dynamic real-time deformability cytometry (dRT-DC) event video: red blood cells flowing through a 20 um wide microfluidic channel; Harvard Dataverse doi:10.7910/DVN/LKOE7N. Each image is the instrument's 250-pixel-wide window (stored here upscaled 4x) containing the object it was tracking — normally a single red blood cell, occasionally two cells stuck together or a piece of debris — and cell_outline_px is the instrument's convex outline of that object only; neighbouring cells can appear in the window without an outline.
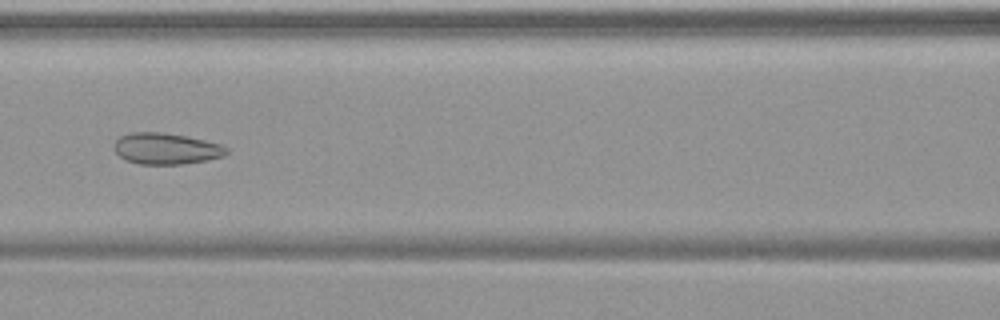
{"species": "common noctule bat (a hibernating species)", "species_latin": "Nyctalus noctula", "temperature_condition": "warm", "stored_images_in_passage": 54, "camera_frame_rate_fps": 3000, "um_per_image_px": 0.085, "animal": {"sex": "female", "body_mass_g": 19.9}, "frame": {"image": 1, "passage_image": 25, "time_ms": 8.0, "image_size_px": [1000, 320], "cell_outline_px": [[228, 152], [224, 156], [208, 160], [180, 164], [140, 164], [124, 160], [112, 148], [112, 144], [120, 136], [128, 132], [164, 132], [188, 136], [220, 144], [228, 148]], "centroid_in_image_um": [14.08, 12.62], "position_along_channel_um": 152.5, "area_um2": 20.75}}
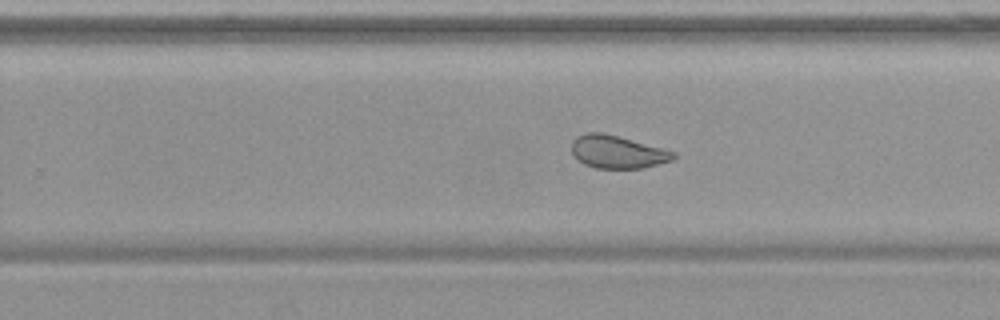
{"frame": {"image": 2, "passage_image": 35, "time_ms": 11.333, "image_size_px": [1000, 320], "cell_outline_px": [[676, 156], [672, 160], [644, 168], [596, 168], [584, 164], [572, 152], [572, 140], [576, 136], [588, 132], [604, 132], [664, 148], [676, 152]], "centroid_in_image_um": [52.5, 12.9], "position_along_channel_um": 277.3, "area_um2": 19.54}}
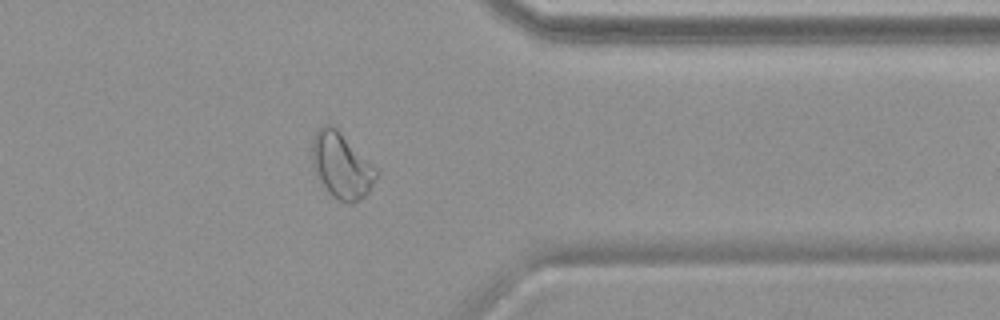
{"frame": {"image": 3, "passage_image": 44, "time_ms": 14.333, "image_size_px": [1000, 320], "cell_outline_px": [[380, 172], [368, 192], [360, 200], [352, 204], [348, 204], [332, 196], [328, 192], [316, 176], [312, 168], [312, 136], [324, 124], [332, 124]], "centroid_in_image_um": [29.0, 14.09], "position_along_channel_um": 382.4, "area_um2": 24.57}, "authors_computed_cell_mechanics": {"area_um2": 26.6169, "velocity_mm_per_s": 3.7615, "shape_relaxation_time_tau1_ms": null, "shape_relaxation_time_tau2_ms": 1.0163, "deformation_change_tau1": null, "deformation_change_tau2": 0.0696}}